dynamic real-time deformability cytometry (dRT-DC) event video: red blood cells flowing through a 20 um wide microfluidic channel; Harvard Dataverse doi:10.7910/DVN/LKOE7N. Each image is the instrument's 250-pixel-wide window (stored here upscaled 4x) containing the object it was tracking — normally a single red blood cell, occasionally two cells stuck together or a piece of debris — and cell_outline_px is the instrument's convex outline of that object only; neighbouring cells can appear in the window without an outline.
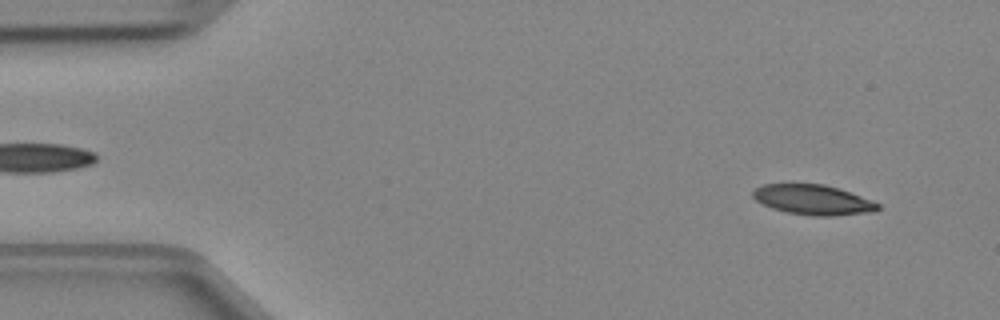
{"species": "Egyptian fruit bat (a non-hibernating species)", "species_latin": "Rousettus aegyptiacus", "temperature_condition": "cold", "stored_images_in_passage": 46, "camera_frame_rate_fps": 3000, "um_per_image_px": 0.085, "animal": {"sex": "female"}, "frame": {"image": 1, "passage_image": 3, "time_ms": 0.667, "image_size_px": [1000, 320], "cell_outline_px": [[880, 208], [876, 212], [832, 216], [812, 216], [788, 212], [772, 208], [756, 200], [752, 196], [752, 192], [756, 188], [764, 184], [824, 184], [872, 200], [880, 204]], "centroid_in_image_um": [69.13, 16.99], "position_along_channel_um": 15.9, "area_um2": 21.73}}
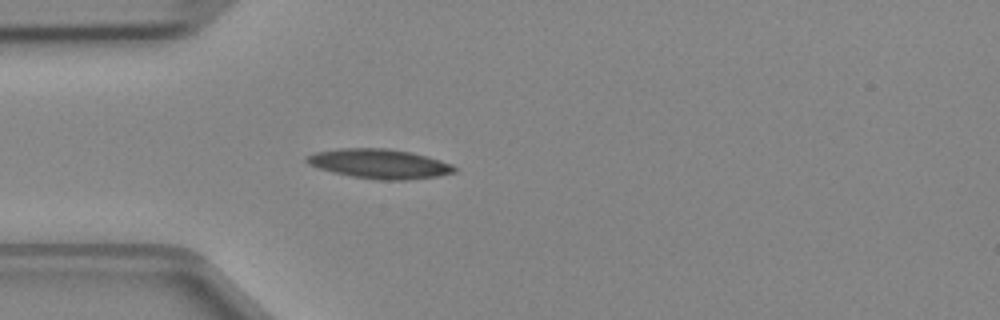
{"frame": {"image": 2, "passage_image": 12, "time_ms": 3.667, "image_size_px": [1000, 320], "cell_outline_px": [[456, 172], [436, 176], [408, 180], [380, 180], [352, 176], [332, 172], [308, 164], [304, 160], [304, 156], [316, 152], [336, 148], [388, 148], [412, 152], [428, 156], [452, 164], [456, 168]], "centroid_in_image_um": [32.24, 13.91], "position_along_channel_um": 52.8, "area_um2": 25.55}}
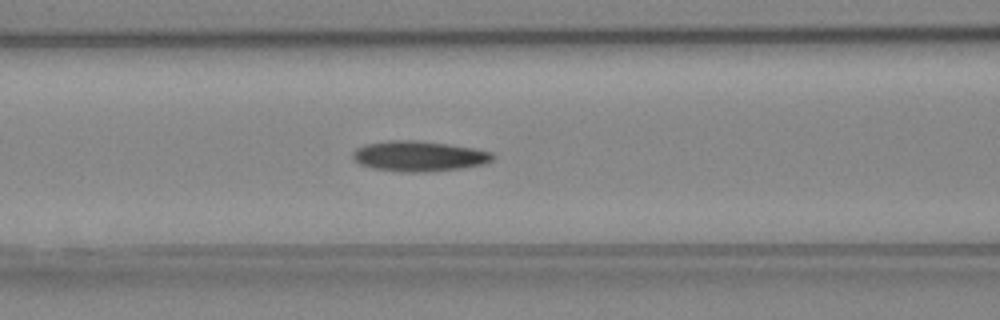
{"frame": {"image": 3, "passage_image": 18, "time_ms": 5.667, "image_size_px": [1000, 320], "cell_outline_px": [[496, 156], [492, 160], [484, 164], [460, 168], [432, 172], [404, 172], [372, 168], [360, 164], [352, 160], [352, 152], [356, 148], [364, 144], [388, 140], [420, 140], [448, 144], [472, 148], [492, 152]], "centroid_in_image_um": [35.58, 13.27], "position_along_channel_um": 131.0, "area_um2": 25.03}}